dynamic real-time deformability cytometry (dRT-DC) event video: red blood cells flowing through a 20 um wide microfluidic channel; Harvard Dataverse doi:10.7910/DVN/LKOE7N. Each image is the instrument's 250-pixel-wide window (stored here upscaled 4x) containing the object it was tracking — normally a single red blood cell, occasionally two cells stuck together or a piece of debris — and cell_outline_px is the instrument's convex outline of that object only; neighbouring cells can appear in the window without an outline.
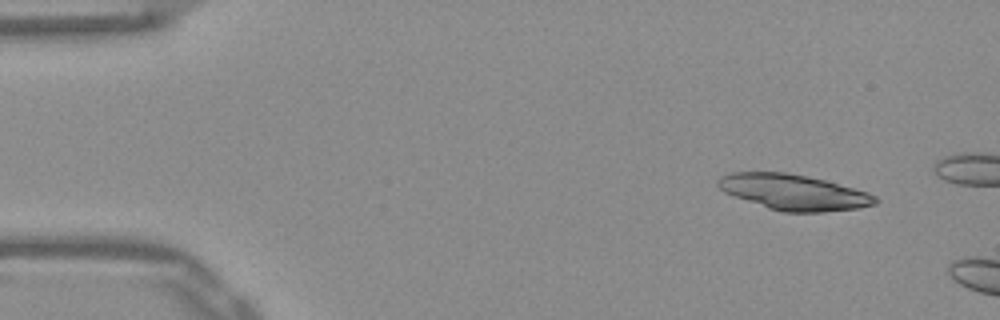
{"species": "Egyptian fruit bat (a non-hibernating species)", "species_latin": "Rousettus aegyptiacus", "temperature_condition": "warm", "stored_images_in_passage": 5, "camera_frame_rate_fps": 3000, "um_per_image_px": 0.085, "frame": {"image": 1, "passage_image": 1, "time_ms": 0.0, "image_size_px": [1000, 320], "cell_outline_px": [[880, 200], [876, 204], [856, 208], [824, 212], [784, 212], [768, 208], [724, 192], [716, 184], [716, 180], [720, 176], [732, 172], [784, 172], [824, 180], [868, 192], [876, 196]], "centroid_in_image_um": [67.45, 16.34], "position_along_channel_um": 17.5, "area_um2": 32.37}}